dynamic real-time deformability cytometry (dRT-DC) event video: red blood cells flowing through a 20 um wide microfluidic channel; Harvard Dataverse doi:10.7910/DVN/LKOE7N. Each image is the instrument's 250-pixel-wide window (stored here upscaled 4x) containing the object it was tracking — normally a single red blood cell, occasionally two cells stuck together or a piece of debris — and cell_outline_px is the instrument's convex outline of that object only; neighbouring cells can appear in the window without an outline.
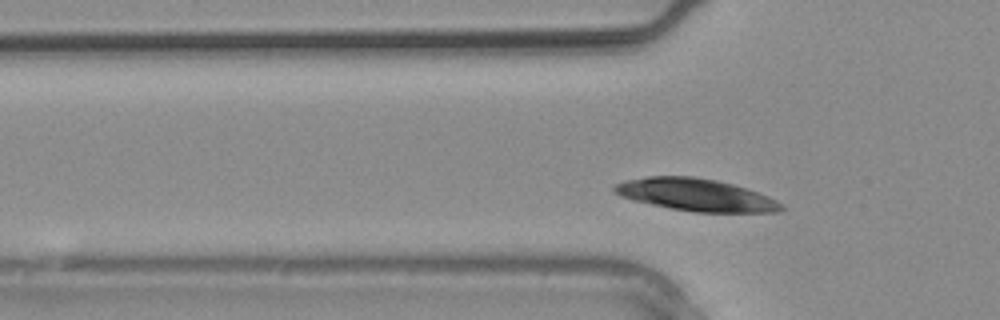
{"species": "common noctule bat (a hibernating species)", "species_latin": "Nyctalus noctula", "temperature_condition": "warm", "stored_images_in_passage": 4, "camera_frame_rate_fps": 3000, "um_per_image_px": 0.085, "animal": {"sex": "male", "body_mass_g": 20.4}, "frame": {"image": 1, "passage_image": 3, "time_ms": 0.667, "image_size_px": [1000, 320], "cell_outline_px": [[788, 208], [780, 212], [696, 212], [672, 208], [632, 200], [620, 196], [612, 192], [612, 184], [624, 180], [648, 176], [692, 176], [716, 180], [732, 184], [768, 196], [784, 204]], "centroid_in_image_um": [59.13, 16.56], "position_along_channel_um": 66.7, "area_um2": 31.56}}